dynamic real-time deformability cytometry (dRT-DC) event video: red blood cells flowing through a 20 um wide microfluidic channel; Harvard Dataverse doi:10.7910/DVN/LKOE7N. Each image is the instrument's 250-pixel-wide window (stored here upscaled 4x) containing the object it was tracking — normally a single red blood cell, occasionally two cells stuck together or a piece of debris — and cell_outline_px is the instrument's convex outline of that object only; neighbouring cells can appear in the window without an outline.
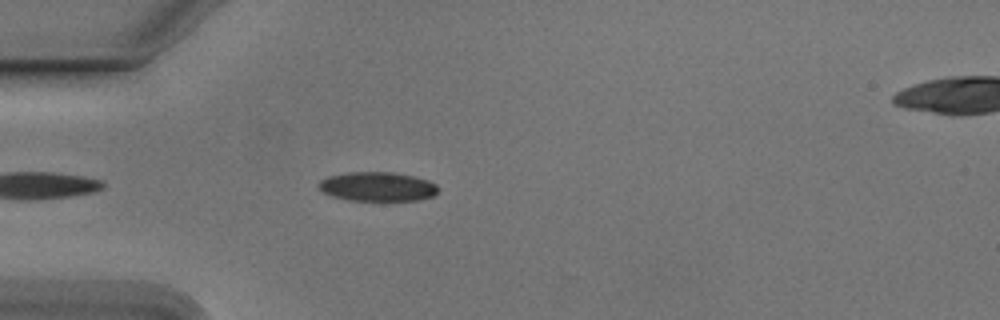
{"species": "Egyptian fruit bat (a non-hibernating species)", "species_latin": "Rousettus aegyptiacus", "temperature_condition": "cold", "stored_images_in_passage": 8, "camera_frame_rate_fps": 3000, "um_per_image_px": 0.085, "animal": {"sex": "male"}, "frame": {"image": 1, "passage_image": 4, "time_ms": 1.0, "image_size_px": [1000, 320], "cell_outline_px": [[436, 192], [432, 196], [420, 200], [348, 200], [332, 196], [324, 192], [316, 184], [320, 180], [328, 176], [348, 172], [392, 172], [412, 176], [428, 180], [436, 184]], "centroid_in_image_um": [32.05, 15.85], "position_along_channel_um": 53.0, "area_um2": 20.17}}